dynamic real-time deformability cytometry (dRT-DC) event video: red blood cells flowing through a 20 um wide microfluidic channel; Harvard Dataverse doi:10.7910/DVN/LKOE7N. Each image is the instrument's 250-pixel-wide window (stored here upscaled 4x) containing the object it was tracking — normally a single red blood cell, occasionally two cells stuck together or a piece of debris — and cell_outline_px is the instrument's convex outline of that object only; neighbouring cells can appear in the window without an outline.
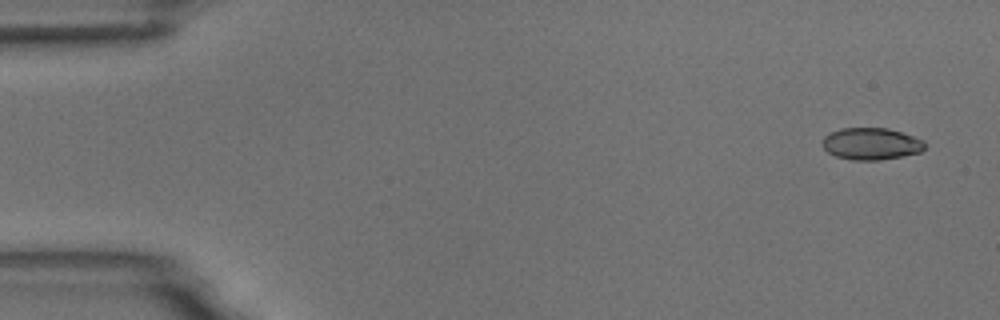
{"species": "common noctule bat (a hibernating species)", "species_latin": "Nyctalus noctula", "temperature_condition": "room temperature", "stored_images_in_passage": 6, "camera_frame_rate_fps": 3000, "um_per_image_px": 0.085, "animal": {"sex": "male", "body_mass_g": 18.8}, "frame": {"image": 1, "passage_image": 1, "time_ms": 0.0, "image_size_px": [1000, 320], "cell_outline_px": [[924, 148], [920, 152], [904, 156], [880, 160], [852, 160], [836, 156], [828, 152], [824, 148], [824, 136], [828, 132], [840, 128], [888, 128], [924, 140]], "centroid_in_image_um": [74.04, 12.22], "position_along_channel_um": 11.0, "area_um2": 19.02}}
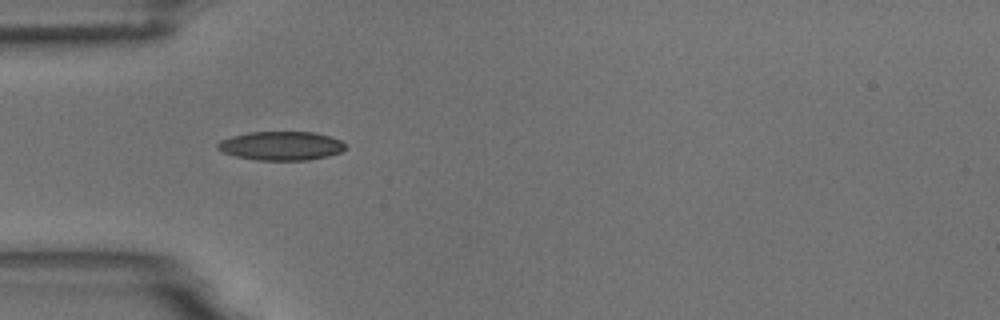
{"frame": {"image": 2, "passage_image": 5, "time_ms": 4.667, "image_size_px": [1000, 320], "cell_outline_px": [[348, 148], [340, 152], [328, 156], [308, 160], [256, 160], [236, 156], [224, 152], [216, 148], [216, 144], [220, 140], [232, 136], [248, 132], [312, 132], [328, 136], [340, 140]], "centroid_in_image_um": [23.88, 12.39], "position_along_channel_um": 61.1, "area_um2": 21.44}}